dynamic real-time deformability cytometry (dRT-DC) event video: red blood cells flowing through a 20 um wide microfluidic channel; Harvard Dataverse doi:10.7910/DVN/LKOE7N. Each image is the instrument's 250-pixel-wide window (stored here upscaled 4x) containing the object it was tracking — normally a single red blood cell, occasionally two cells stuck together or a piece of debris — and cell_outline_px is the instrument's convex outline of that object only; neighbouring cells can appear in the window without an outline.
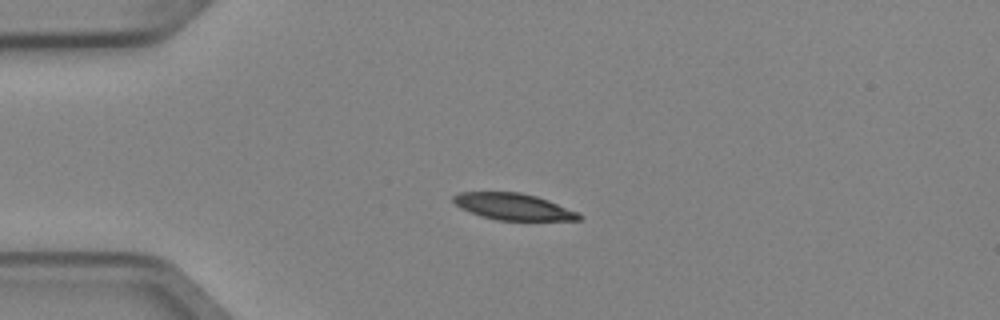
{"species": "Egyptian fruit bat (a non-hibernating species)", "species_latin": "Rousettus aegyptiacus", "temperature_condition": "cold", "stored_images_in_passage": 3, "camera_frame_rate_fps": 3000, "um_per_image_px": 0.085, "animal": {"sex": "female"}, "frame": {"image": 1, "passage_image": 2, "time_ms": 0.333, "image_size_px": [1000, 320], "cell_outline_px": [[584, 216], [580, 220], [496, 220], [480, 216], [460, 208], [452, 200], [452, 196], [460, 192], [520, 192], [536, 196], [548, 200], [580, 212]], "centroid_in_image_um": [43.65, 17.57], "position_along_channel_um": 41.3, "area_um2": 19.59}}